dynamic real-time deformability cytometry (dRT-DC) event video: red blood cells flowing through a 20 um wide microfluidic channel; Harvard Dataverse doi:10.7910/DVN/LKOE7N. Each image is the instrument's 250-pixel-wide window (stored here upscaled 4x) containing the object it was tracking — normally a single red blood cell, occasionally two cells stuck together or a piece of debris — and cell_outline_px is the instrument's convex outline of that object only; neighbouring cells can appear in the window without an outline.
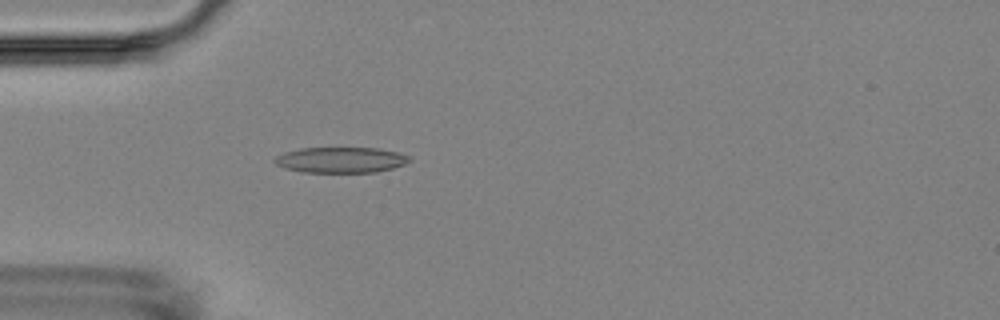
{"species": "Egyptian fruit bat (a non-hibernating species)", "species_latin": "Rousettus aegyptiacus", "temperature_condition": "room temperature", "stored_images_in_passage": 4, "camera_frame_rate_fps": 3000, "um_per_image_px": 0.085, "animal": {"sex": "female"}, "frame": {"image": 1, "passage_image": 4, "time_ms": 5.0, "image_size_px": [1000, 320], "cell_outline_px": [[412, 160], [404, 164], [392, 168], [376, 172], [300, 172], [284, 168], [276, 164], [272, 160], [276, 156], [284, 152], [300, 148], [376, 148], [400, 152], [412, 156]], "centroid_in_image_um": [28.98, 13.59], "position_along_channel_um": 56.0, "area_um2": 20.35}}